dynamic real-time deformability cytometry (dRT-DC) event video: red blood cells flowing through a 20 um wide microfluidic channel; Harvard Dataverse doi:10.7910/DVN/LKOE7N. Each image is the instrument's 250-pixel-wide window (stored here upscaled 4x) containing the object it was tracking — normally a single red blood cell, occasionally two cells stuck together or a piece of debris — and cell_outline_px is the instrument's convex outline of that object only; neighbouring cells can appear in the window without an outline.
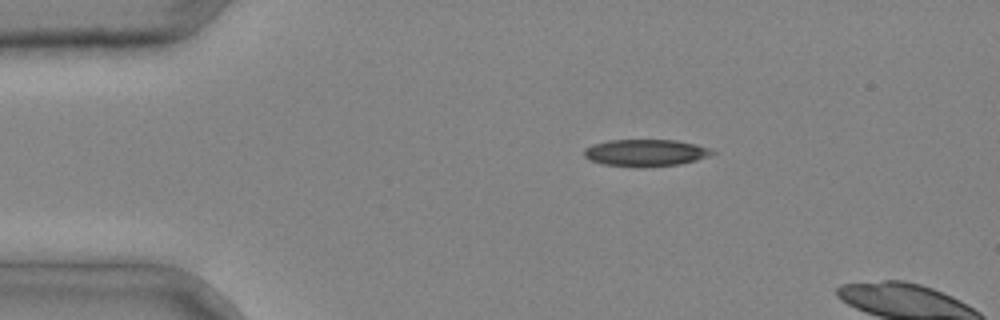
{"species": "common noctule bat (a hibernating species)", "species_latin": "Nyctalus noctula", "temperature_condition": "cold", "stored_images_in_passage": 2, "camera_frame_rate_fps": 3000, "um_per_image_px": 0.085, "animal": {"sex": "male", "body_mass_g": 20.4}, "frame": {"image": 1, "passage_image": 1, "time_ms": 0.0, "image_size_px": [1000, 320], "cell_outline_px": [[716, 152], [708, 156], [696, 160], [680, 164], [644, 168], [636, 168], [604, 164], [588, 160], [584, 156], [584, 148], [592, 144], [608, 140], [676, 140], [696, 144], [708, 148]], "centroid_in_image_um": [54.83, 13.0], "position_along_channel_um": 30.2, "area_um2": 20.4}}